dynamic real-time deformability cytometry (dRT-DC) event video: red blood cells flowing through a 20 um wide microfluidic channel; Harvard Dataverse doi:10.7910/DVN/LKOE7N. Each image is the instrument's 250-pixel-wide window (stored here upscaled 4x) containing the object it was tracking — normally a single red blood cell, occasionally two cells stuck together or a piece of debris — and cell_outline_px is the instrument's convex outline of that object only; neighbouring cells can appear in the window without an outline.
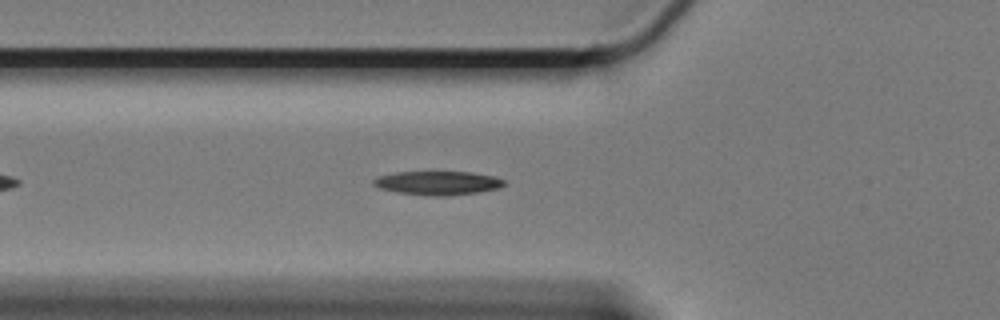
{"species": "Egyptian fruit bat (a non-hibernating species)", "species_latin": "Rousettus aegyptiacus", "temperature_condition": "cold", "stored_images_in_passage": 49, "camera_frame_rate_fps": 3000, "um_per_image_px": 0.085, "animal": {"sex": "female"}, "frame": {"image": 1, "passage_image": 9, "time_ms": 2.667, "image_size_px": [1000, 320], "cell_outline_px": [[504, 184], [500, 188], [480, 192], [448, 196], [428, 196], [396, 192], [380, 188], [372, 184], [372, 180], [376, 176], [396, 172], [472, 172], [492, 176], [504, 180]], "centroid_in_image_um": [37.18, 15.56], "position_along_channel_um": 88.6, "area_um2": 18.26}}
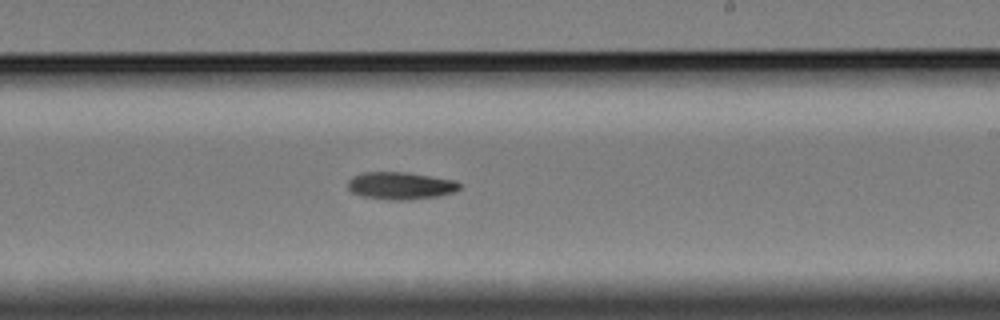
{"frame": {"image": 2, "passage_image": 24, "time_ms": 7.667, "image_size_px": [1000, 320], "cell_outline_px": [[460, 188], [452, 192], [436, 196], [404, 200], [388, 200], [360, 196], [352, 192], [348, 188], [348, 180], [352, 176], [364, 172], [404, 172], [452, 180], [460, 184]], "centroid_in_image_um": [33.96, 15.79], "position_along_channel_um": 255.0, "area_um2": 17.57}}
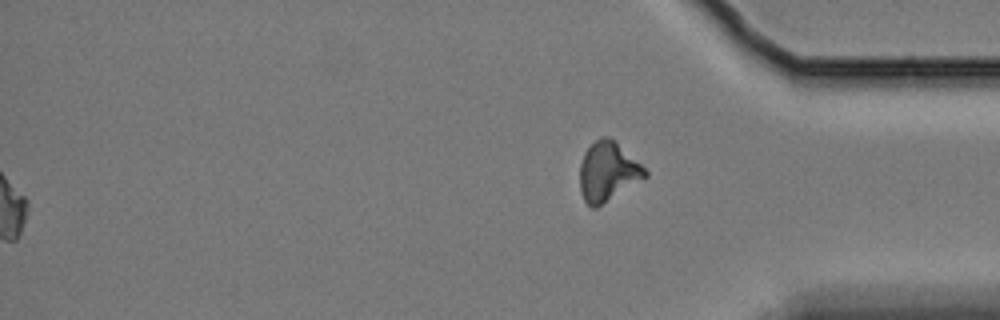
{"frame": {"image": 3, "passage_image": 49, "time_ms": 16.0, "image_size_px": [1000, 320], "cell_outline_px": [[648, 176], [596, 208], [592, 208], [584, 200], [580, 192], [580, 164], [584, 152], [596, 140], [604, 136], [608, 136], [640, 164], [648, 172]], "centroid_in_image_um": [51.64, 14.62], "position_along_channel_um": 383.6, "area_um2": 22.08}, "authors_computed_cell_mechanics": {"area_um2": 17.3978, "velocity_mm_per_s": 3.3156, "shape_relaxation_time_tau1_ms": 7.5061, "shape_relaxation_time_tau2_ms": null, "deformation_change_tau1": 0.1389, "deformation_change_tau2": null}}